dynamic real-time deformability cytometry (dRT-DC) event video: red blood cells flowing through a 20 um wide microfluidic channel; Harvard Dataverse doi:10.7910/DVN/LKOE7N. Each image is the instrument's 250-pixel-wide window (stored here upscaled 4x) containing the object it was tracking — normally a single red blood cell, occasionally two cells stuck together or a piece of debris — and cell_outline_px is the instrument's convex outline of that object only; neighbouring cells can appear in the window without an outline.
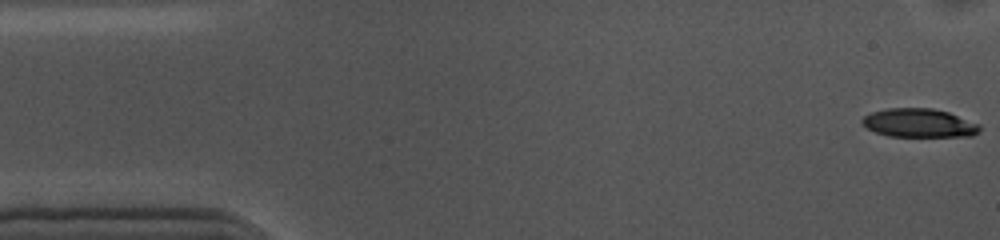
{"species": "common noctule bat (a hibernating species)", "species_latin": "Nyctalus noctula", "temperature_condition": "cold", "stored_images_in_passage": 55, "camera_frame_rate_fps": 3000, "um_per_image_px": 0.085, "animal": {"sex": "female", "body_mass_g": 10.0, "forearm_length_mm": 53.1}, "frame": {"image": 1, "passage_image": 1, "time_ms": 0.0, "image_size_px": [1000, 240], "cell_outline_px": [[980, 128], [972, 136], [888, 136], [876, 132], [868, 128], [860, 120], [864, 116], [872, 112], [888, 108], [932, 108], [948, 112], [980, 124]], "centroid_in_image_um": [78.11, 10.45], "position_along_channel_um": 6.9, "area_um2": 19.42}}
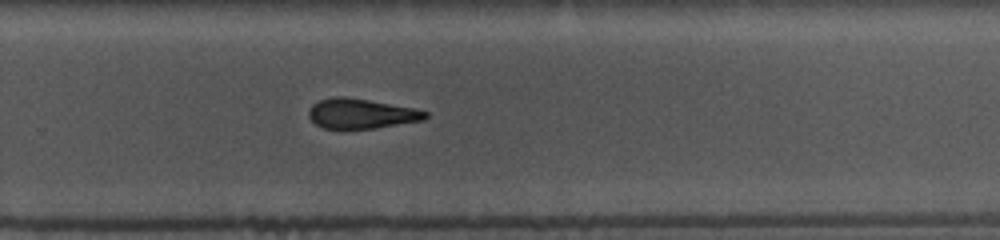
{"frame": {"image": 2, "passage_image": 35, "time_ms": 11.333, "image_size_px": [1000, 240], "cell_outline_px": [[428, 116], [424, 120], [376, 128], [324, 128], [316, 124], [308, 116], [308, 112], [312, 104], [320, 100], [336, 96], [344, 96], [416, 108], [428, 112]], "centroid_in_image_um": [30.72, 9.65], "position_along_channel_um": 299.1, "area_um2": 20.23}}
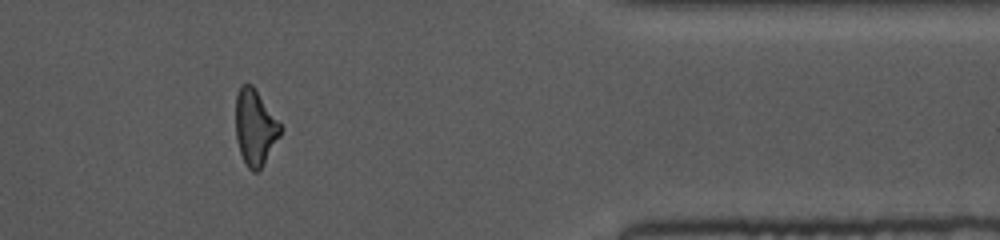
{"frame": {"image": 3, "passage_image": 45, "time_ms": 14.667, "image_size_px": [1000, 240], "cell_outline_px": [[280, 136], [260, 168], [256, 172], [252, 172], [248, 168], [240, 152], [236, 140], [236, 96], [240, 84], [252, 84], [280, 124]], "centroid_in_image_um": [21.65, 10.81], "position_along_channel_um": 389.8, "area_um2": 19.31}, "authors_computed_cell_mechanics": {"area_um2": 21.2704, "velocity_mm_per_s": 3.5795, "shape_relaxation_time_tau1_ms": 5.5725, "shape_relaxation_time_tau2_ms": null, "deformation_change_tau1": 0.173, "deformation_change_tau2": null}}